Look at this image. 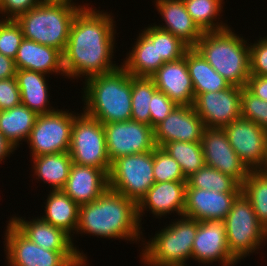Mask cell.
I'll use <instances>...</instances> for the list:
<instances>
[{
  "label": "cell",
  "mask_w": 267,
  "mask_h": 266,
  "mask_svg": "<svg viewBox=\"0 0 267 266\" xmlns=\"http://www.w3.org/2000/svg\"><path fill=\"white\" fill-rule=\"evenodd\" d=\"M114 23L110 14L96 11L88 5H83L77 12L62 54L67 78L78 79L85 76L86 80L119 67L112 61L116 34Z\"/></svg>",
  "instance_id": "6da1fadb"
},
{
  "label": "cell",
  "mask_w": 267,
  "mask_h": 266,
  "mask_svg": "<svg viewBox=\"0 0 267 266\" xmlns=\"http://www.w3.org/2000/svg\"><path fill=\"white\" fill-rule=\"evenodd\" d=\"M141 225L137 204L108 188L97 200L80 206L76 234L138 241L143 235Z\"/></svg>",
  "instance_id": "7a4b0ae2"
},
{
  "label": "cell",
  "mask_w": 267,
  "mask_h": 266,
  "mask_svg": "<svg viewBox=\"0 0 267 266\" xmlns=\"http://www.w3.org/2000/svg\"><path fill=\"white\" fill-rule=\"evenodd\" d=\"M84 81L83 111L87 115L102 124L131 120L132 75L121 65Z\"/></svg>",
  "instance_id": "3957f363"
},
{
  "label": "cell",
  "mask_w": 267,
  "mask_h": 266,
  "mask_svg": "<svg viewBox=\"0 0 267 266\" xmlns=\"http://www.w3.org/2000/svg\"><path fill=\"white\" fill-rule=\"evenodd\" d=\"M194 48L231 85L246 87L250 77L249 43L230 26L204 32Z\"/></svg>",
  "instance_id": "277c9868"
},
{
  "label": "cell",
  "mask_w": 267,
  "mask_h": 266,
  "mask_svg": "<svg viewBox=\"0 0 267 266\" xmlns=\"http://www.w3.org/2000/svg\"><path fill=\"white\" fill-rule=\"evenodd\" d=\"M82 7L40 3L15 20L21 26L24 38L53 47L63 54L74 17Z\"/></svg>",
  "instance_id": "5b68a950"
},
{
  "label": "cell",
  "mask_w": 267,
  "mask_h": 266,
  "mask_svg": "<svg viewBox=\"0 0 267 266\" xmlns=\"http://www.w3.org/2000/svg\"><path fill=\"white\" fill-rule=\"evenodd\" d=\"M199 221L180 217L150 238L142 250V262L148 266H186Z\"/></svg>",
  "instance_id": "8992f818"
},
{
  "label": "cell",
  "mask_w": 267,
  "mask_h": 266,
  "mask_svg": "<svg viewBox=\"0 0 267 266\" xmlns=\"http://www.w3.org/2000/svg\"><path fill=\"white\" fill-rule=\"evenodd\" d=\"M223 221L229 253L237 262L261 248L259 246L266 241V229L258 221L251 202L243 193L233 202Z\"/></svg>",
  "instance_id": "52a82bcc"
},
{
  "label": "cell",
  "mask_w": 267,
  "mask_h": 266,
  "mask_svg": "<svg viewBox=\"0 0 267 266\" xmlns=\"http://www.w3.org/2000/svg\"><path fill=\"white\" fill-rule=\"evenodd\" d=\"M68 152L74 164L110 173L112 163L107 154L104 126L84 111L74 119Z\"/></svg>",
  "instance_id": "ba28073f"
},
{
  "label": "cell",
  "mask_w": 267,
  "mask_h": 266,
  "mask_svg": "<svg viewBox=\"0 0 267 266\" xmlns=\"http://www.w3.org/2000/svg\"><path fill=\"white\" fill-rule=\"evenodd\" d=\"M153 151L121 156L111 164L109 188L136 204L154 185Z\"/></svg>",
  "instance_id": "9c48e42d"
},
{
  "label": "cell",
  "mask_w": 267,
  "mask_h": 266,
  "mask_svg": "<svg viewBox=\"0 0 267 266\" xmlns=\"http://www.w3.org/2000/svg\"><path fill=\"white\" fill-rule=\"evenodd\" d=\"M5 237L4 251L10 266H87L76 251H52L39 247L10 221Z\"/></svg>",
  "instance_id": "30bf717a"
},
{
  "label": "cell",
  "mask_w": 267,
  "mask_h": 266,
  "mask_svg": "<svg viewBox=\"0 0 267 266\" xmlns=\"http://www.w3.org/2000/svg\"><path fill=\"white\" fill-rule=\"evenodd\" d=\"M56 109L38 115L27 143L32 157L69 151L71 131L78 113Z\"/></svg>",
  "instance_id": "8fae6325"
},
{
  "label": "cell",
  "mask_w": 267,
  "mask_h": 266,
  "mask_svg": "<svg viewBox=\"0 0 267 266\" xmlns=\"http://www.w3.org/2000/svg\"><path fill=\"white\" fill-rule=\"evenodd\" d=\"M110 162L121 156L153 151L156 147L154 128L128 120L103 124Z\"/></svg>",
  "instance_id": "7c38bea8"
},
{
  "label": "cell",
  "mask_w": 267,
  "mask_h": 266,
  "mask_svg": "<svg viewBox=\"0 0 267 266\" xmlns=\"http://www.w3.org/2000/svg\"><path fill=\"white\" fill-rule=\"evenodd\" d=\"M223 129L231 147L248 170H264L267 132L255 122L243 117Z\"/></svg>",
  "instance_id": "4fadbf2b"
},
{
  "label": "cell",
  "mask_w": 267,
  "mask_h": 266,
  "mask_svg": "<svg viewBox=\"0 0 267 266\" xmlns=\"http://www.w3.org/2000/svg\"><path fill=\"white\" fill-rule=\"evenodd\" d=\"M242 87L230 85L218 92L197 94L193 103L205 127L224 128L241 117Z\"/></svg>",
  "instance_id": "5bb4252c"
},
{
  "label": "cell",
  "mask_w": 267,
  "mask_h": 266,
  "mask_svg": "<svg viewBox=\"0 0 267 266\" xmlns=\"http://www.w3.org/2000/svg\"><path fill=\"white\" fill-rule=\"evenodd\" d=\"M201 145L205 165L231 176L240 185L243 184L249 170L231 147L228 136L223 128L205 127Z\"/></svg>",
  "instance_id": "9a60e30c"
},
{
  "label": "cell",
  "mask_w": 267,
  "mask_h": 266,
  "mask_svg": "<svg viewBox=\"0 0 267 266\" xmlns=\"http://www.w3.org/2000/svg\"><path fill=\"white\" fill-rule=\"evenodd\" d=\"M204 129L203 121L193 106L177 105L154 127V140L157 147L173 141L201 142Z\"/></svg>",
  "instance_id": "2e32d148"
},
{
  "label": "cell",
  "mask_w": 267,
  "mask_h": 266,
  "mask_svg": "<svg viewBox=\"0 0 267 266\" xmlns=\"http://www.w3.org/2000/svg\"><path fill=\"white\" fill-rule=\"evenodd\" d=\"M191 258L203 264L218 261L222 266H234L238 263L229 253L223 220L199 221Z\"/></svg>",
  "instance_id": "e0dca14e"
},
{
  "label": "cell",
  "mask_w": 267,
  "mask_h": 266,
  "mask_svg": "<svg viewBox=\"0 0 267 266\" xmlns=\"http://www.w3.org/2000/svg\"><path fill=\"white\" fill-rule=\"evenodd\" d=\"M241 193L186 188L183 216L197 221L224 220Z\"/></svg>",
  "instance_id": "ac0fdd59"
},
{
  "label": "cell",
  "mask_w": 267,
  "mask_h": 266,
  "mask_svg": "<svg viewBox=\"0 0 267 266\" xmlns=\"http://www.w3.org/2000/svg\"><path fill=\"white\" fill-rule=\"evenodd\" d=\"M186 187V181L155 182L137 204L140 224L141 217L145 214L144 211L147 208L157 218L165 216L170 212H175L182 217L185 207Z\"/></svg>",
  "instance_id": "d6986e66"
},
{
  "label": "cell",
  "mask_w": 267,
  "mask_h": 266,
  "mask_svg": "<svg viewBox=\"0 0 267 266\" xmlns=\"http://www.w3.org/2000/svg\"><path fill=\"white\" fill-rule=\"evenodd\" d=\"M151 78L157 90L166 94L176 105L193 106V83L185 55L178 60L165 62Z\"/></svg>",
  "instance_id": "ffe728a7"
},
{
  "label": "cell",
  "mask_w": 267,
  "mask_h": 266,
  "mask_svg": "<svg viewBox=\"0 0 267 266\" xmlns=\"http://www.w3.org/2000/svg\"><path fill=\"white\" fill-rule=\"evenodd\" d=\"M108 175L105 170L73 163L62 191L79 206L88 204L109 188Z\"/></svg>",
  "instance_id": "44dd1931"
},
{
  "label": "cell",
  "mask_w": 267,
  "mask_h": 266,
  "mask_svg": "<svg viewBox=\"0 0 267 266\" xmlns=\"http://www.w3.org/2000/svg\"><path fill=\"white\" fill-rule=\"evenodd\" d=\"M26 218L12 217L9 221L29 240L39 247L52 251H76L86 262L87 257L74 246L71 238L62 229L54 227L48 222L37 217L26 221Z\"/></svg>",
  "instance_id": "7402d4cb"
},
{
  "label": "cell",
  "mask_w": 267,
  "mask_h": 266,
  "mask_svg": "<svg viewBox=\"0 0 267 266\" xmlns=\"http://www.w3.org/2000/svg\"><path fill=\"white\" fill-rule=\"evenodd\" d=\"M121 66L134 77H151L164 63L158 58L157 26H149L139 36Z\"/></svg>",
  "instance_id": "603a6c76"
},
{
  "label": "cell",
  "mask_w": 267,
  "mask_h": 266,
  "mask_svg": "<svg viewBox=\"0 0 267 266\" xmlns=\"http://www.w3.org/2000/svg\"><path fill=\"white\" fill-rule=\"evenodd\" d=\"M155 6L165 25H155L181 39L190 48L194 47L203 35V31L187 12L183 0H155Z\"/></svg>",
  "instance_id": "cb8c5ba5"
},
{
  "label": "cell",
  "mask_w": 267,
  "mask_h": 266,
  "mask_svg": "<svg viewBox=\"0 0 267 266\" xmlns=\"http://www.w3.org/2000/svg\"><path fill=\"white\" fill-rule=\"evenodd\" d=\"M14 62L16 69L65 76L63 55L59 50L26 38L21 41Z\"/></svg>",
  "instance_id": "d4e9b609"
},
{
  "label": "cell",
  "mask_w": 267,
  "mask_h": 266,
  "mask_svg": "<svg viewBox=\"0 0 267 266\" xmlns=\"http://www.w3.org/2000/svg\"><path fill=\"white\" fill-rule=\"evenodd\" d=\"M47 75L26 69L16 70V81L20 90L21 104L25 105L37 115L55 111L50 103L47 86ZM50 107V108H49ZM53 108V109H51Z\"/></svg>",
  "instance_id": "484cf974"
},
{
  "label": "cell",
  "mask_w": 267,
  "mask_h": 266,
  "mask_svg": "<svg viewBox=\"0 0 267 266\" xmlns=\"http://www.w3.org/2000/svg\"><path fill=\"white\" fill-rule=\"evenodd\" d=\"M45 204V215H40V218L62 229L72 238L78 226L80 206L62 190L52 191L51 189Z\"/></svg>",
  "instance_id": "4316f807"
},
{
  "label": "cell",
  "mask_w": 267,
  "mask_h": 266,
  "mask_svg": "<svg viewBox=\"0 0 267 266\" xmlns=\"http://www.w3.org/2000/svg\"><path fill=\"white\" fill-rule=\"evenodd\" d=\"M185 59L193 83L194 96L207 92H218L231 85L194 47L185 52Z\"/></svg>",
  "instance_id": "83f0119b"
},
{
  "label": "cell",
  "mask_w": 267,
  "mask_h": 266,
  "mask_svg": "<svg viewBox=\"0 0 267 266\" xmlns=\"http://www.w3.org/2000/svg\"><path fill=\"white\" fill-rule=\"evenodd\" d=\"M32 160L36 179L50 184L52 191L63 189L73 164L68 151L32 157Z\"/></svg>",
  "instance_id": "f1b7e54d"
},
{
  "label": "cell",
  "mask_w": 267,
  "mask_h": 266,
  "mask_svg": "<svg viewBox=\"0 0 267 266\" xmlns=\"http://www.w3.org/2000/svg\"><path fill=\"white\" fill-rule=\"evenodd\" d=\"M37 114L23 104L0 111V132L14 145L27 141Z\"/></svg>",
  "instance_id": "f546056e"
},
{
  "label": "cell",
  "mask_w": 267,
  "mask_h": 266,
  "mask_svg": "<svg viewBox=\"0 0 267 266\" xmlns=\"http://www.w3.org/2000/svg\"><path fill=\"white\" fill-rule=\"evenodd\" d=\"M242 193L251 202L258 221L267 228V171L249 170L241 185Z\"/></svg>",
  "instance_id": "4dcf8cb0"
},
{
  "label": "cell",
  "mask_w": 267,
  "mask_h": 266,
  "mask_svg": "<svg viewBox=\"0 0 267 266\" xmlns=\"http://www.w3.org/2000/svg\"><path fill=\"white\" fill-rule=\"evenodd\" d=\"M224 0H183L187 12L203 32L228 28L224 22L217 21ZM216 21V22H215Z\"/></svg>",
  "instance_id": "1f68e13d"
},
{
  "label": "cell",
  "mask_w": 267,
  "mask_h": 266,
  "mask_svg": "<svg viewBox=\"0 0 267 266\" xmlns=\"http://www.w3.org/2000/svg\"><path fill=\"white\" fill-rule=\"evenodd\" d=\"M186 188L214 190L216 192H242L241 185L231 176L204 165L186 180Z\"/></svg>",
  "instance_id": "d6a6232c"
},
{
  "label": "cell",
  "mask_w": 267,
  "mask_h": 266,
  "mask_svg": "<svg viewBox=\"0 0 267 266\" xmlns=\"http://www.w3.org/2000/svg\"><path fill=\"white\" fill-rule=\"evenodd\" d=\"M162 148L179 163L186 179L205 165L201 142L173 141Z\"/></svg>",
  "instance_id": "836d02e7"
},
{
  "label": "cell",
  "mask_w": 267,
  "mask_h": 266,
  "mask_svg": "<svg viewBox=\"0 0 267 266\" xmlns=\"http://www.w3.org/2000/svg\"><path fill=\"white\" fill-rule=\"evenodd\" d=\"M157 90L151 77L132 76L131 120L150 126V106L153 93Z\"/></svg>",
  "instance_id": "e575fe53"
},
{
  "label": "cell",
  "mask_w": 267,
  "mask_h": 266,
  "mask_svg": "<svg viewBox=\"0 0 267 266\" xmlns=\"http://www.w3.org/2000/svg\"><path fill=\"white\" fill-rule=\"evenodd\" d=\"M153 175L155 182L186 181L179 163L162 147L153 150Z\"/></svg>",
  "instance_id": "d590c367"
},
{
  "label": "cell",
  "mask_w": 267,
  "mask_h": 266,
  "mask_svg": "<svg viewBox=\"0 0 267 266\" xmlns=\"http://www.w3.org/2000/svg\"><path fill=\"white\" fill-rule=\"evenodd\" d=\"M241 117L251 120L267 132V101L252 94L246 87L241 92Z\"/></svg>",
  "instance_id": "8d00e7d4"
},
{
  "label": "cell",
  "mask_w": 267,
  "mask_h": 266,
  "mask_svg": "<svg viewBox=\"0 0 267 266\" xmlns=\"http://www.w3.org/2000/svg\"><path fill=\"white\" fill-rule=\"evenodd\" d=\"M23 38L18 22L15 19H4L0 24V53L14 59Z\"/></svg>",
  "instance_id": "74e56055"
},
{
  "label": "cell",
  "mask_w": 267,
  "mask_h": 266,
  "mask_svg": "<svg viewBox=\"0 0 267 266\" xmlns=\"http://www.w3.org/2000/svg\"><path fill=\"white\" fill-rule=\"evenodd\" d=\"M189 48L178 37L157 27L158 58H162L165 62L175 61L184 57Z\"/></svg>",
  "instance_id": "f35d334b"
},
{
  "label": "cell",
  "mask_w": 267,
  "mask_h": 266,
  "mask_svg": "<svg viewBox=\"0 0 267 266\" xmlns=\"http://www.w3.org/2000/svg\"><path fill=\"white\" fill-rule=\"evenodd\" d=\"M249 62L250 75L267 76V36L249 44Z\"/></svg>",
  "instance_id": "ab89813d"
},
{
  "label": "cell",
  "mask_w": 267,
  "mask_h": 266,
  "mask_svg": "<svg viewBox=\"0 0 267 266\" xmlns=\"http://www.w3.org/2000/svg\"><path fill=\"white\" fill-rule=\"evenodd\" d=\"M150 126L155 127L162 122L169 113L177 106L166 94L156 90L151 98Z\"/></svg>",
  "instance_id": "60d3db41"
},
{
  "label": "cell",
  "mask_w": 267,
  "mask_h": 266,
  "mask_svg": "<svg viewBox=\"0 0 267 266\" xmlns=\"http://www.w3.org/2000/svg\"><path fill=\"white\" fill-rule=\"evenodd\" d=\"M21 104L20 90L16 77L0 80V111L11 109Z\"/></svg>",
  "instance_id": "b9f144b4"
},
{
  "label": "cell",
  "mask_w": 267,
  "mask_h": 266,
  "mask_svg": "<svg viewBox=\"0 0 267 266\" xmlns=\"http://www.w3.org/2000/svg\"><path fill=\"white\" fill-rule=\"evenodd\" d=\"M39 4V0H4L0 5V14H4L2 17L6 16L5 19H16Z\"/></svg>",
  "instance_id": "7bdbcfd3"
},
{
  "label": "cell",
  "mask_w": 267,
  "mask_h": 266,
  "mask_svg": "<svg viewBox=\"0 0 267 266\" xmlns=\"http://www.w3.org/2000/svg\"><path fill=\"white\" fill-rule=\"evenodd\" d=\"M246 88L256 97L267 101V76L250 75Z\"/></svg>",
  "instance_id": "ee69618b"
},
{
  "label": "cell",
  "mask_w": 267,
  "mask_h": 266,
  "mask_svg": "<svg viewBox=\"0 0 267 266\" xmlns=\"http://www.w3.org/2000/svg\"><path fill=\"white\" fill-rule=\"evenodd\" d=\"M16 70L14 59L0 53V80L15 77Z\"/></svg>",
  "instance_id": "f6af8a7d"
},
{
  "label": "cell",
  "mask_w": 267,
  "mask_h": 266,
  "mask_svg": "<svg viewBox=\"0 0 267 266\" xmlns=\"http://www.w3.org/2000/svg\"><path fill=\"white\" fill-rule=\"evenodd\" d=\"M17 150L14 146L1 132H0V163L2 160L10 156V154Z\"/></svg>",
  "instance_id": "bcb514c9"
},
{
  "label": "cell",
  "mask_w": 267,
  "mask_h": 266,
  "mask_svg": "<svg viewBox=\"0 0 267 266\" xmlns=\"http://www.w3.org/2000/svg\"><path fill=\"white\" fill-rule=\"evenodd\" d=\"M41 4H63V5H76L72 0H39Z\"/></svg>",
  "instance_id": "7dc6e473"
},
{
  "label": "cell",
  "mask_w": 267,
  "mask_h": 266,
  "mask_svg": "<svg viewBox=\"0 0 267 266\" xmlns=\"http://www.w3.org/2000/svg\"><path fill=\"white\" fill-rule=\"evenodd\" d=\"M264 170L267 171V144H266V159H265Z\"/></svg>",
  "instance_id": "c3c4849f"
}]
</instances>
